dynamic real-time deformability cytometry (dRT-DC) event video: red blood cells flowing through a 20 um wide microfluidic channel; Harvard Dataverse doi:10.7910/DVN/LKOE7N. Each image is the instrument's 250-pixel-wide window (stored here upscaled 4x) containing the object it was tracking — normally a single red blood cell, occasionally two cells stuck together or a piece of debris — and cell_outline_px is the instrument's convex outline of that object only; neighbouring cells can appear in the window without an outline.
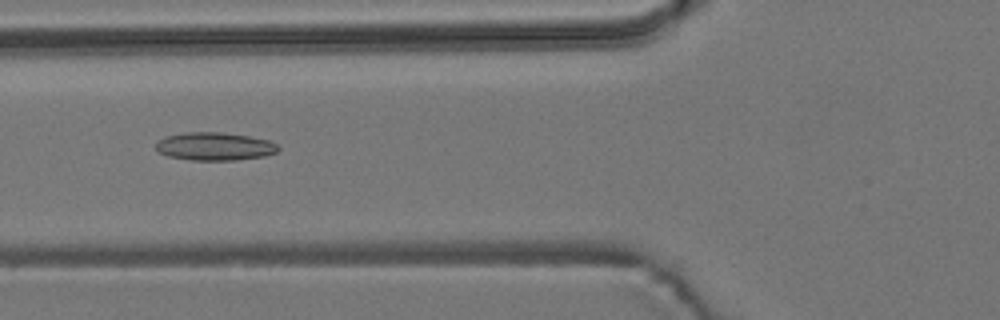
{"species": "common noctule bat (a hibernating species)", "species_latin": "Nyctalus noctula", "temperature_condition": "room temperature", "stored_images_in_passage": 4, "camera_frame_rate_fps": 3000, "um_per_image_px": 0.085, "animal": {"sex": "male", "body_mass_g": 19.2, "forearm_length_mm": 51.8}, "frame": {"image": 1, "passage_image": 2, "time_ms": 1.0, "image_size_px": [1000, 320], "cell_outline_px": [[280, 148], [276, 152], [264, 156], [236, 160], [192, 160], [168, 156], [156, 152], [156, 140], [168, 136], [188, 132], [220, 132], [248, 136], [268, 140], [276, 144]], "centroid_in_image_um": [18.22, 12.45], "position_along_channel_um": 107.6, "area_um2": 19.94}}
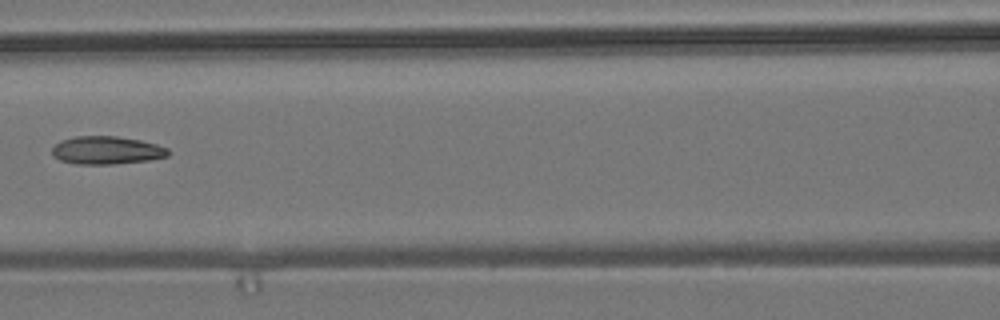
{"frame": {"image": 2, "passage_image": 3, "time_ms": 2.333, "image_size_px": [1000, 320], "cell_outline_px": [[172, 152], [168, 156], [148, 160], [112, 164], [76, 164], [60, 160], [52, 156], [52, 148], [60, 140], [76, 136], [116, 136], [140, 140], [156, 144], [168, 148]], "centroid_in_image_um": [9.06, 12.77], "position_along_channel_um": 157.5, "area_um2": 19.02}}
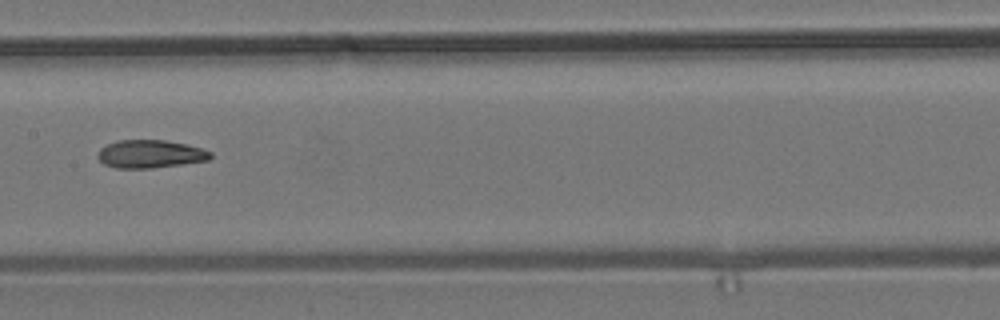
{"frame": {"image": 3, "passage_image": 4, "time_ms": 3.333, "image_size_px": [1000, 320], "cell_outline_px": [[212, 156], [208, 160], [152, 168], [116, 168], [104, 164], [96, 156], [100, 148], [116, 140], [164, 140], [184, 144], [200, 148], [212, 152]], "centroid_in_image_um": [12.73, 13.09], "position_along_channel_um": 194.7, "area_um2": 18.26}}